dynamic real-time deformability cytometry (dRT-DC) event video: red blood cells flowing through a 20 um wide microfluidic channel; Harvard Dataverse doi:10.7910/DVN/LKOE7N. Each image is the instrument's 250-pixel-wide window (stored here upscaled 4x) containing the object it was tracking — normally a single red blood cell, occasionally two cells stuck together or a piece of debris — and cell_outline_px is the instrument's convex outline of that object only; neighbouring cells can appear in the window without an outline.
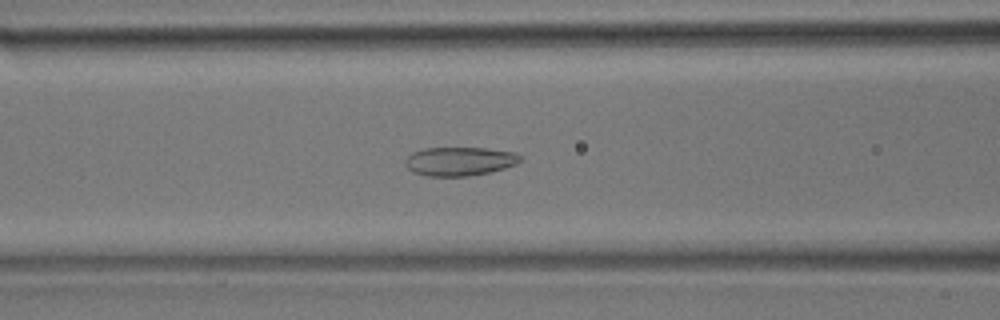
{"species": "common noctule bat (a hibernating species)", "species_latin": "Nyctalus noctula", "temperature_condition": "room temperature", "stored_images_in_passage": 41, "camera_frame_rate_fps": 3000, "um_per_image_px": 0.085, "animal": {"sex": "male", "body_mass_g": 17.9}, "frame": {"image": 1, "passage_image": 14, "time_ms": 4.333, "image_size_px": [1000, 320], "cell_outline_px": [[524, 156], [516, 164], [492, 172], [468, 176], [428, 176], [412, 172], [404, 164], [404, 160], [412, 152], [424, 148], [488, 148], [516, 152]], "centroid_in_image_um": [39.08, 13.7], "position_along_channel_um": 127.5, "area_um2": 19.54}}
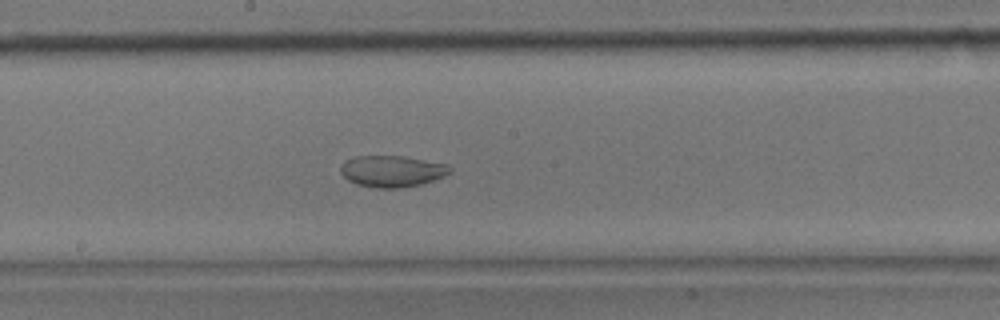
{"frame": {"image": 2, "passage_image": 20, "time_ms": 6.333, "image_size_px": [1000, 320], "cell_outline_px": [[452, 172], [444, 176], [420, 184], [400, 188], [376, 188], [356, 184], [348, 180], [340, 172], [340, 164], [344, 160], [356, 156], [404, 156], [448, 164], [452, 168]], "centroid_in_image_um": [33.31, 14.54], "position_along_channel_um": 214.9, "area_um2": 20.17}}
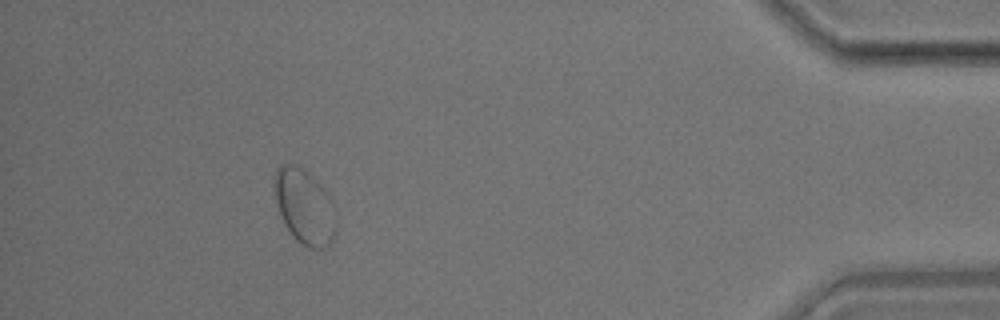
{"frame": {"image": 3, "passage_image": 37, "time_ms": 12.0, "image_size_px": [1000, 320], "cell_outline_px": [[336, 228], [332, 240], [324, 248], [308, 248], [296, 240], [292, 236], [276, 204], [276, 168], [284, 164], [292, 164], [308, 172], [328, 192], [336, 224]], "centroid_in_image_um": [25.9, 17.58], "position_along_channel_um": 409.3, "area_um2": 26.18}}